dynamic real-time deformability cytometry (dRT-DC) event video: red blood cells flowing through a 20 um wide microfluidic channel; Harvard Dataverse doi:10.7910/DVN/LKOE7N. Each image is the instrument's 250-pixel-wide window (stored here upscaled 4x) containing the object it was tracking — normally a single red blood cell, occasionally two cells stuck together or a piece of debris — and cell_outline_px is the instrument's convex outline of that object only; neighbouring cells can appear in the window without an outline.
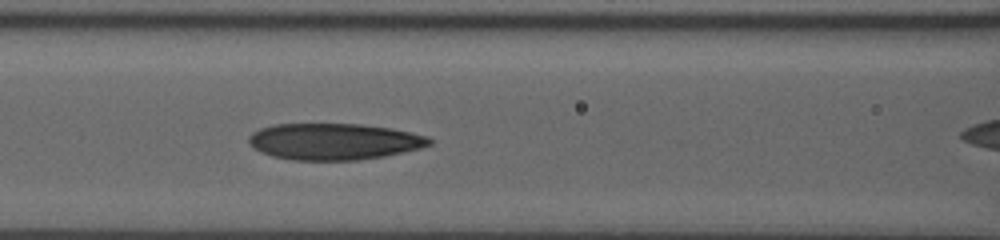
{"species": "human", "species_latin": "Homo sapiens", "temperature_condition": "room temperature", "stored_images_in_passage": 13, "camera_frame_rate_fps": 3000, "um_per_image_px": 0.085, "donor": {"sex": "male"}, "frame": {"image": 1, "passage_image": 5, "time_ms": 3.0, "image_size_px": [1000, 240], "cell_outline_px": [[432, 144], [420, 148], [384, 156], [356, 160], [292, 160], [272, 156], [260, 152], [248, 144], [248, 136], [252, 132], [260, 128], [276, 124], [360, 124], [392, 128], [428, 136], [432, 140]], "centroid_in_image_um": [28.37, 12.03], "position_along_channel_um": 138.2, "area_um2": 38.49}}
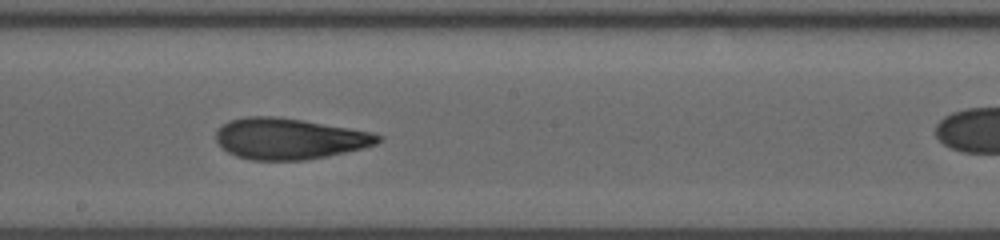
{"frame": {"image": 2, "passage_image": 10, "time_ms": 5.333, "image_size_px": [1000, 240], "cell_outline_px": [[384, 136], [376, 144], [364, 148], [328, 156], [304, 160], [252, 160], [236, 156], [228, 152], [216, 140], [216, 132], [228, 120], [248, 116], [276, 116], [304, 120], [372, 132]], "centroid_in_image_um": [24.61, 11.78], "position_along_channel_um": 223.6, "area_um2": 38.78}}
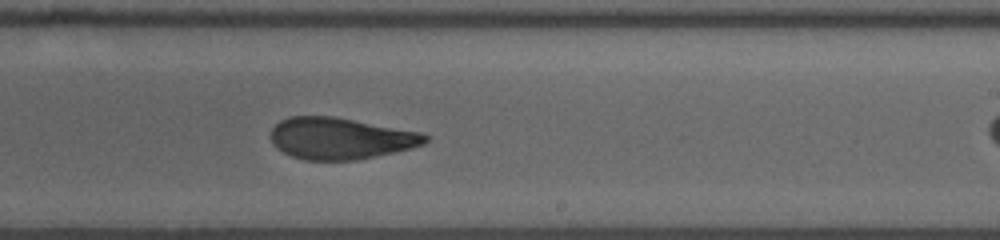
{"frame": {"image": 3, "passage_image": 12, "time_ms": 6.333, "image_size_px": [1000, 240], "cell_outline_px": [[432, 136], [424, 144], [412, 148], [356, 160], [304, 160], [292, 156], [276, 148], [272, 144], [268, 136], [272, 128], [280, 120], [288, 116], [332, 116], [424, 132]], "centroid_in_image_um": [28.94, 11.75], "position_along_channel_um": 260.1, "area_um2": 37.86}}